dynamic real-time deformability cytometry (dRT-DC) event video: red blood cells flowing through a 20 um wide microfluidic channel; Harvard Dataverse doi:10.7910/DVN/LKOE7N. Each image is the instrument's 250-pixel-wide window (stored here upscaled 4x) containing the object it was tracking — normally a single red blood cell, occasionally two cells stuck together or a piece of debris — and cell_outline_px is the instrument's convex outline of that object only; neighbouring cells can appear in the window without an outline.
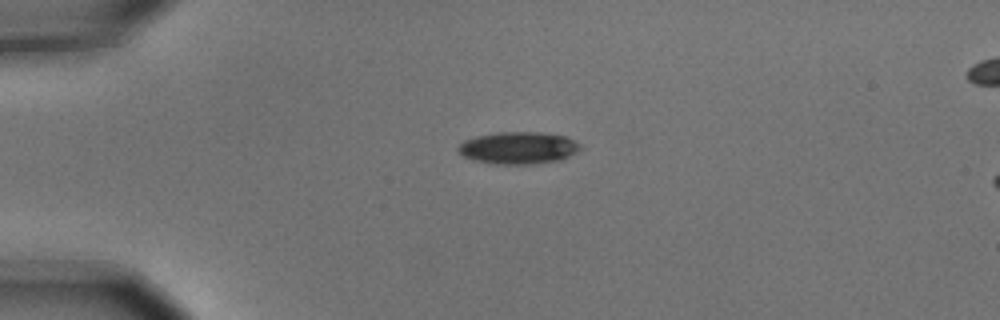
{"species": "common noctule bat (a hibernating species)", "species_latin": "Nyctalus noctula", "temperature_condition": "cold", "stored_images_in_passage": 5, "camera_frame_rate_fps": 3000, "um_per_image_px": 0.085, "animal": {"sex": "male", "body_mass_g": 15.6}, "frame": {"image": 1, "passage_image": 3, "time_ms": 0.667, "image_size_px": [1000, 320], "cell_outline_px": [[580, 148], [568, 156], [560, 160], [532, 164], [496, 164], [472, 160], [464, 156], [456, 148], [464, 140], [476, 136], [496, 132], [544, 132], [568, 136], [580, 144]], "centroid_in_image_um": [44.05, 12.56], "position_along_channel_um": 41.0, "area_um2": 22.95}}